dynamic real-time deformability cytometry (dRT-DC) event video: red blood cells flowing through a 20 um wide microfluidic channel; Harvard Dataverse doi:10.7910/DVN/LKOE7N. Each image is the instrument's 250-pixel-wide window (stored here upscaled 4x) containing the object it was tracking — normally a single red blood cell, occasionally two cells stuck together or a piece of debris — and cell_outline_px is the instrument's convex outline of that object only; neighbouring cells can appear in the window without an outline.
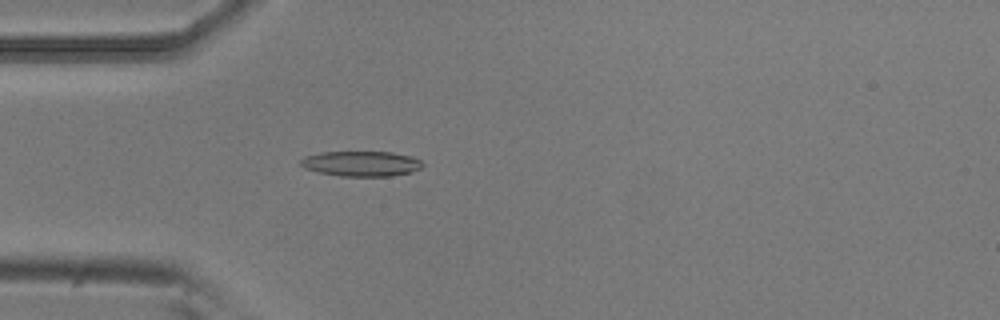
{"species": "common noctule bat (a hibernating species)", "species_latin": "Nyctalus noctula", "temperature_condition": "room temperature", "stored_images_in_passage": 44, "camera_frame_rate_fps": 3000, "um_per_image_px": 0.085, "animal": {"sex": "male", "body_mass_g": 20.5, "forearm_length_mm": 52.5}, "frame": {"image": 1, "passage_image": 6, "time_ms": 1.667, "image_size_px": [1000, 320], "cell_outline_px": [[424, 164], [420, 168], [412, 172], [392, 176], [340, 176], [316, 172], [304, 168], [300, 164], [300, 160], [304, 156], [320, 152], [392, 152], [412, 156], [420, 160]], "centroid_in_image_um": [30.69, 13.91], "position_along_channel_um": 54.3, "area_um2": 18.09}}
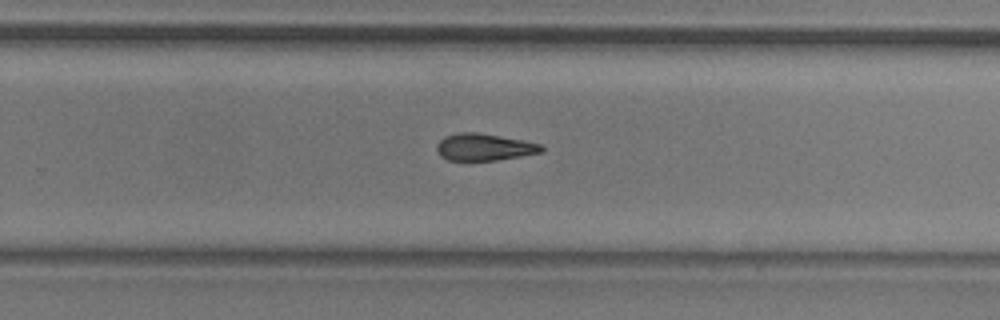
{"frame": {"image": 2, "passage_image": 25, "time_ms": 8.0, "image_size_px": [1000, 320], "cell_outline_px": [[544, 152], [496, 160], [448, 160], [440, 156], [436, 148], [436, 144], [444, 136], [460, 132], [476, 132], [500, 136], [540, 144], [544, 148]], "centroid_in_image_um": [41.12, 12.5], "position_along_channel_um": 288.7, "area_um2": 16.36}}
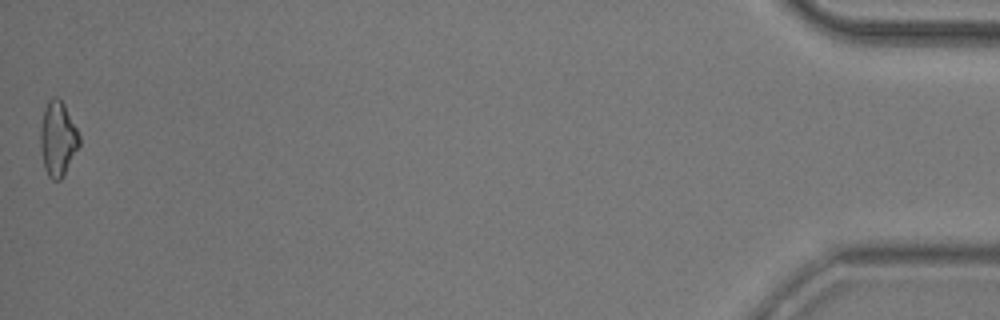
{"frame": {"image": 3, "passage_image": 44, "time_ms": 14.333, "image_size_px": [1000, 320], "cell_outline_px": [[80, 144], [60, 180], [52, 180], [48, 176], [44, 168], [40, 144], [40, 128], [44, 108], [48, 100], [52, 96], [56, 96], [64, 104], [80, 136]], "centroid_in_image_um": [4.89, 11.77], "position_along_channel_um": 430.3, "area_um2": 16.76}, "authors_computed_cell_mechanics": {"area_um2": 17.1088, "velocity_mm_per_s": 3.7816, "shape_relaxation_time_tau1_ms": 6.8227, "shape_relaxation_time_tau2_ms": null, "deformation_change_tau1": 0.1601, "deformation_change_tau2": null}}